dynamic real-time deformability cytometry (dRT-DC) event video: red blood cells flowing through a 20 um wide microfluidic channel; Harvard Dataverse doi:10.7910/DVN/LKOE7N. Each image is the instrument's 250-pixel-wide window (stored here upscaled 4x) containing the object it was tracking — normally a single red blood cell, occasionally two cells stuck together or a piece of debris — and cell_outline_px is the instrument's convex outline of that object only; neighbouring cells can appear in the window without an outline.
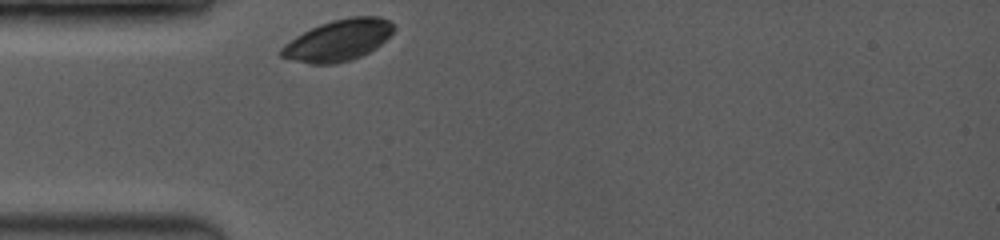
{"species": "common noctule bat (a hibernating species)", "species_latin": "Nyctalus noctula", "temperature_condition": "room temperature", "stored_images_in_passage": 22, "camera_frame_rate_fps": 3500, "um_per_image_px": 0.085, "animal": {"sex": "female", "body_mass_g": 19.0, "forearm_length_mm": 53.3}, "frame": {"image": 1, "passage_image": 1, "time_ms": 0.0, "image_size_px": [1000, 240], "cell_outline_px": [[396, 28], [376, 48], [360, 56], [336, 64], [308, 64], [280, 56], [280, 48], [284, 44], [296, 36], [320, 24], [332, 20], [352, 16], [380, 16], [388, 20]], "centroid_in_image_um": [28.74, 3.42], "position_along_channel_um": 56.3, "area_um2": 26.82}}
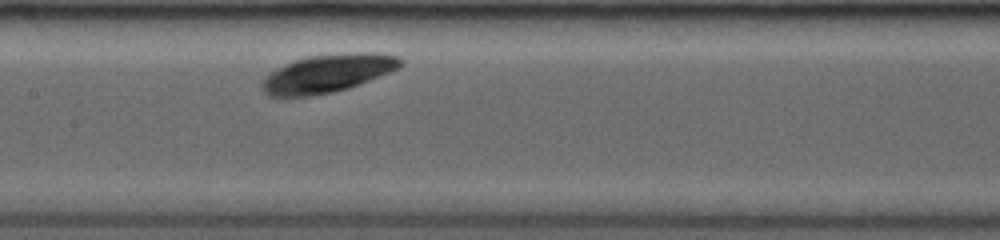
{"frame": {"image": 2, "passage_image": 13, "time_ms": 3.429, "image_size_px": [1000, 240], "cell_outline_px": [[404, 64], [388, 72], [348, 88], [332, 92], [312, 96], [268, 96], [264, 92], [264, 80], [268, 72], [296, 60], [308, 56], [352, 52], [376, 52], [396, 56], [404, 60]], "centroid_in_image_um": [27.86, 6.22], "position_along_channel_um": 179.5, "area_um2": 30.29}}
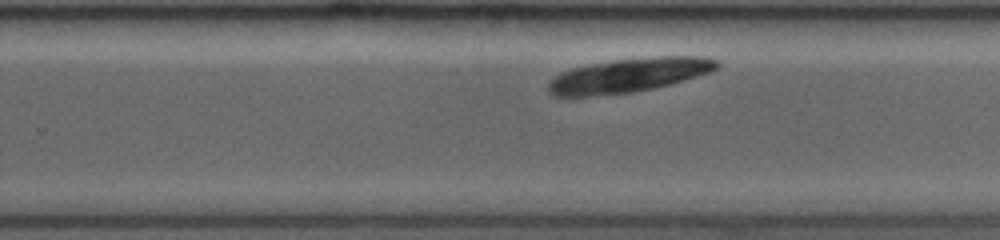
{"frame": {"image": 3, "passage_image": 22, "time_ms": 6.0, "image_size_px": [1000, 240], "cell_outline_px": [[720, 64], [716, 68], [708, 72], [672, 84], [632, 92], [588, 96], [552, 96], [548, 92], [548, 84], [560, 72], [572, 68], [588, 64], [616, 60], [656, 56], [700, 56], [716, 60]], "centroid_in_image_um": [53.42, 6.39], "position_along_channel_um": 276.4, "area_um2": 33.18}}